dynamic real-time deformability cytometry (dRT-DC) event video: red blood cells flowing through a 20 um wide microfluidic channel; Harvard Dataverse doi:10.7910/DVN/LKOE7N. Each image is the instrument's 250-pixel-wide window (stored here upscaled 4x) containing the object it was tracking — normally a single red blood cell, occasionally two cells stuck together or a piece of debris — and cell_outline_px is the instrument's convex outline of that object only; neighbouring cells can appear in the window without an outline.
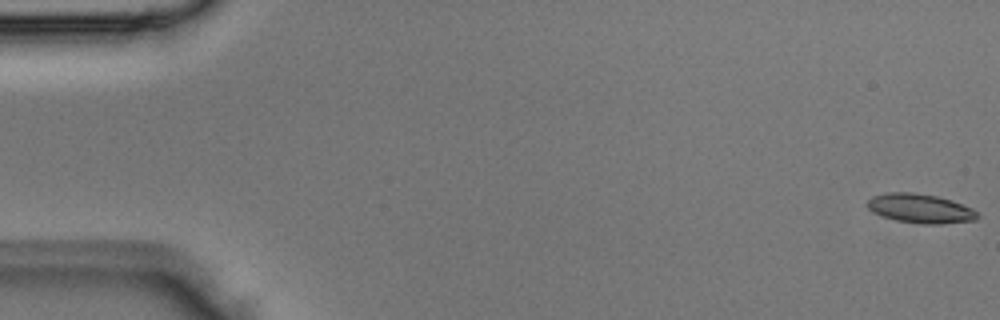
{"species": "Egyptian fruit bat (a non-hibernating species)", "species_latin": "Rousettus aegyptiacus", "temperature_condition": "room temperature", "stored_images_in_passage": 4, "camera_frame_rate_fps": 3000, "um_per_image_px": 0.085, "animal": {"sex": "male"}, "frame": {"image": 1, "passage_image": 1, "time_ms": 0.0, "image_size_px": [1000, 320], "cell_outline_px": [[980, 216], [976, 220], [940, 224], [924, 224], [896, 220], [884, 216], [868, 208], [868, 200], [872, 196], [888, 192], [912, 192], [936, 196], [952, 200], [972, 208]], "centroid_in_image_um": [78.26, 17.71], "position_along_channel_um": 6.7, "area_um2": 18.55}}
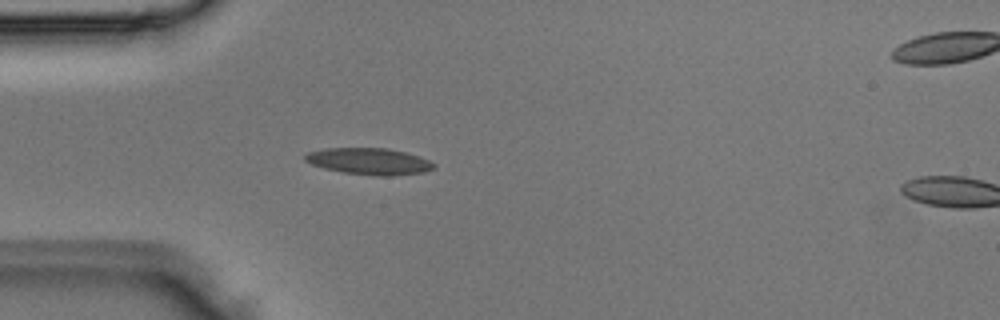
{"frame": {"image": 2, "passage_image": 3, "time_ms": 0.667, "image_size_px": [1000, 320], "cell_outline_px": [[436, 168], [424, 172], [392, 176], [380, 176], [344, 172], [324, 168], [312, 164], [304, 160], [304, 156], [308, 152], [324, 148], [388, 148], [404, 152], [428, 160], [436, 164]], "centroid_in_image_um": [31.38, 13.71], "position_along_channel_um": 53.6, "area_um2": 19.83}}